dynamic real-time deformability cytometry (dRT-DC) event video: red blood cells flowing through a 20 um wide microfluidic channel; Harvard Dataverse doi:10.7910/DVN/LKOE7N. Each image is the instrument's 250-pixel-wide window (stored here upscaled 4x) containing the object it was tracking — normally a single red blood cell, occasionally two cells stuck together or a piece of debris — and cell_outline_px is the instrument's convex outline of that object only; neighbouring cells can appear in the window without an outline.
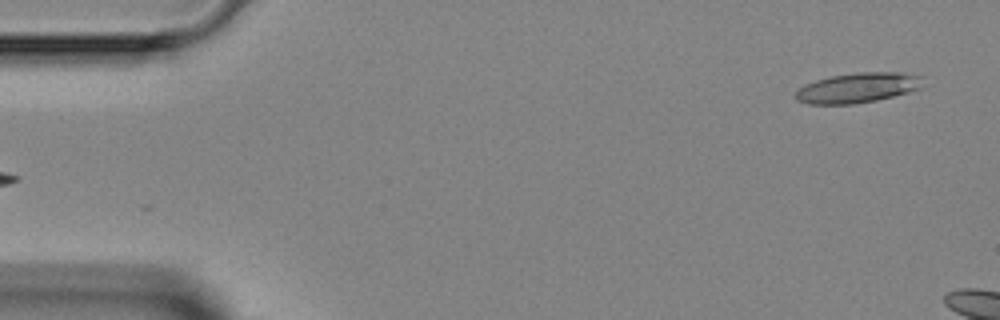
{"species": "Egyptian fruit bat (a non-hibernating species)", "species_latin": "Rousettus aegyptiacus", "temperature_condition": "room temperature", "stored_images_in_passage": 3, "segment_of_instrument_passage": [2, 2], "camera_frame_rate_fps": 3000, "um_per_image_px": 0.085, "animal": {"sex": "female"}, "frame": {"image": 1, "passage_image": 3, "time_ms": 2.0, "image_size_px": [1000, 320], "cell_outline_px": [[924, 88], [876, 100], [852, 104], [808, 104], [796, 100], [792, 96], [804, 84], [816, 80], [832, 76], [860, 72], [900, 72], [924, 76]], "centroid_in_image_um": [72.94, 7.46], "position_along_channel_um": 12.1, "area_um2": 22.48}}